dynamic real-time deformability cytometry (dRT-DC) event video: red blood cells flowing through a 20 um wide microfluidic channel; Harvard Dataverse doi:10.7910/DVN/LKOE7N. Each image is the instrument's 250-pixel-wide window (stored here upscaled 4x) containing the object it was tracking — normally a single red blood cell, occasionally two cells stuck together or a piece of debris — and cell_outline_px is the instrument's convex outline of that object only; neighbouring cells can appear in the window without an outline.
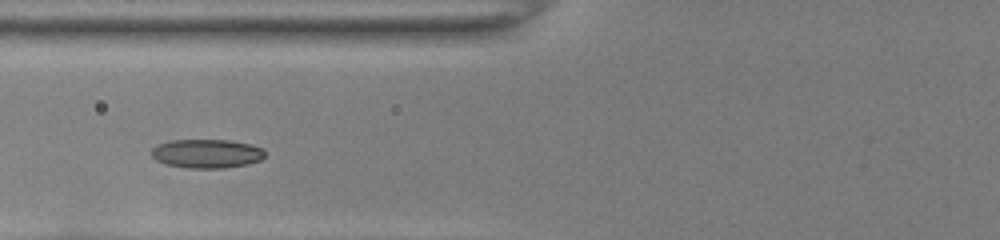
{"species": "common noctule bat (a hibernating species)", "species_latin": "Nyctalus noctula", "temperature_condition": "room temperature", "stored_images_in_passage": 34, "camera_frame_rate_fps": 3000, "um_per_image_px": 0.085, "animal": {"sex": "female", "body_mass_g": 22.0, "forearm_length_mm": 56.7}, "frame": {"image": 1, "passage_image": 10, "time_ms": 3.0, "image_size_px": [1000, 240], "cell_outline_px": [[264, 156], [260, 160], [248, 164], [224, 168], [188, 168], [168, 164], [156, 160], [152, 156], [152, 148], [168, 140], [228, 140], [252, 144], [264, 148]], "centroid_in_image_um": [17.6, 13.05], "position_along_channel_um": 108.2, "area_um2": 19.07}}
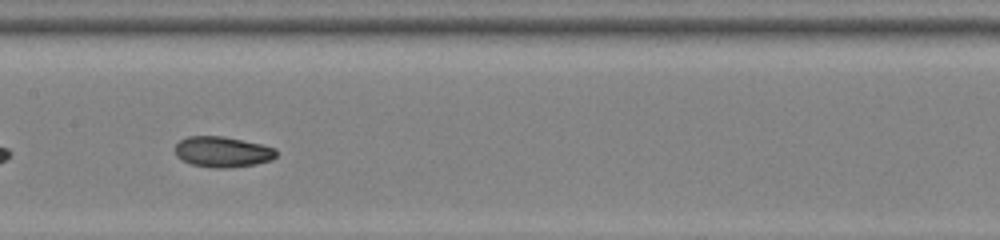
{"frame": {"image": 2, "passage_image": 16, "time_ms": 5.0, "image_size_px": [1000, 240], "cell_outline_px": [[276, 156], [272, 160], [256, 164], [232, 168], [212, 168], [192, 164], [176, 156], [176, 144], [180, 140], [188, 136], [224, 136], [260, 144], [276, 148]], "centroid_in_image_um": [18.93, 12.91], "position_along_channel_um": 188.5, "area_um2": 18.09}}
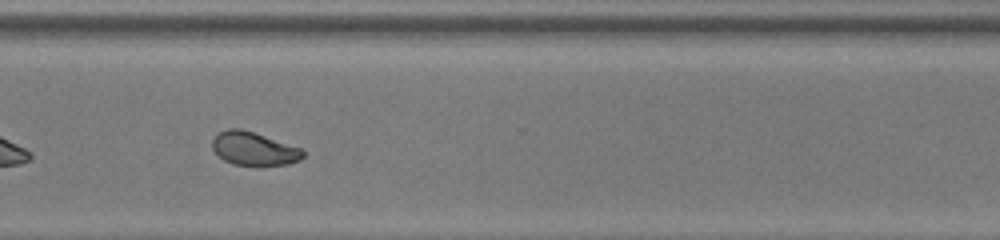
{"frame": {"image": 3, "passage_image": 28, "time_ms": 9.0, "image_size_px": [1000, 240], "cell_outline_px": [[304, 156], [300, 160], [288, 164], [232, 164], [224, 160], [212, 148], [212, 140], [220, 132], [228, 128], [240, 128], [300, 148], [304, 152]], "centroid_in_image_um": [21.56, 12.63], "position_along_channel_um": 349.0, "area_um2": 17.05}, "authors_computed_cell_mechanics": {"area_um2": 18.2648, "velocity_mm_per_s": 4.0144, "shape_relaxation_time_tau1_ms": 3.046, "shape_relaxation_time_tau2_ms": 2.3594, "deformation_change_tau1": 0.0982, "deformation_change_tau2": 0.0708}}